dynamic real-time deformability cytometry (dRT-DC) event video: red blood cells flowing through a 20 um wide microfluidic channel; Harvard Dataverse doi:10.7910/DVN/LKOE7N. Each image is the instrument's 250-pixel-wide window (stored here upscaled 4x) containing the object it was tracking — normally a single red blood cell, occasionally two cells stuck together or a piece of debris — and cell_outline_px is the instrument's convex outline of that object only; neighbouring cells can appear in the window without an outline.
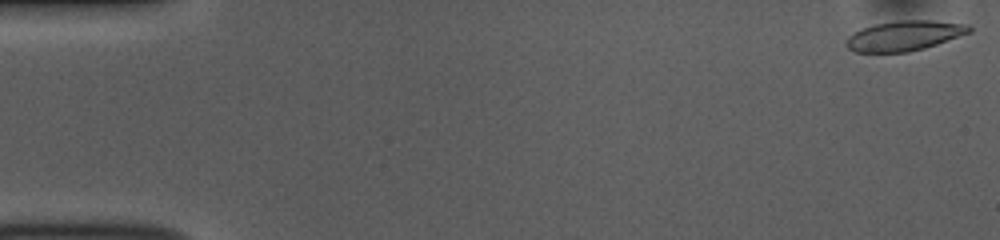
{"species": "common noctule bat (a hibernating species)", "species_latin": "Nyctalus noctula", "temperature_condition": "room temperature", "stored_images_in_passage": 53, "camera_frame_rate_fps": 3000, "um_per_image_px": 0.085, "animal": {"sex": "female", "body_mass_g": 10.0, "forearm_length_mm": 53.1}, "frame": {"image": 1, "passage_image": 1, "time_ms": 0.0, "image_size_px": [1000, 240], "cell_outline_px": [[972, 32], [924, 48], [908, 52], [856, 52], [848, 48], [844, 44], [848, 36], [860, 28], [876, 24], [896, 20], [932, 20], [968, 24], [972, 28]], "centroid_in_image_um": [76.86, 3.03], "position_along_channel_um": 8.1, "area_um2": 21.62}}
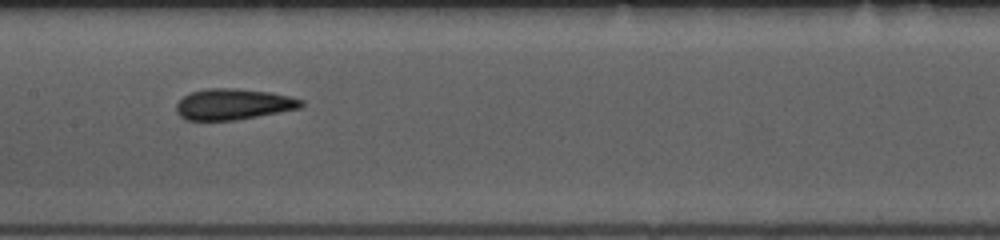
{"frame": {"image": 2, "passage_image": 26, "time_ms": 8.333, "image_size_px": [1000, 240], "cell_outline_px": [[304, 104], [300, 108], [280, 112], [236, 120], [184, 120], [176, 112], [176, 104], [184, 96], [192, 92], [208, 88], [236, 88], [268, 92], [288, 96], [304, 100]], "centroid_in_image_um": [19.82, 8.86], "position_along_channel_um": 187.6, "area_um2": 22.48}}
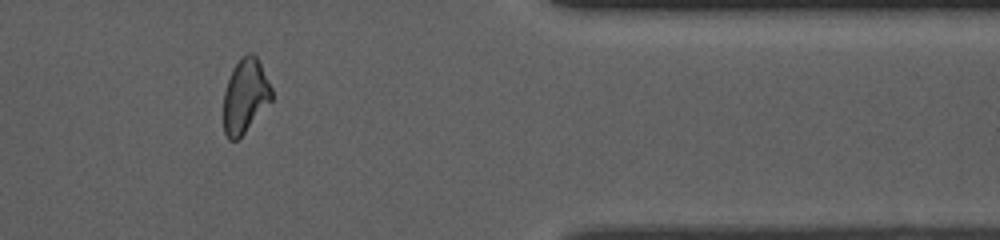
{"frame": {"image": 3, "passage_image": 44, "time_ms": 14.333, "image_size_px": [1000, 240], "cell_outline_px": [[272, 100], [244, 132], [236, 140], [228, 140], [224, 132], [224, 92], [232, 68], [248, 52], [252, 52], [256, 56], [272, 88]], "centroid_in_image_um": [20.84, 8.15], "position_along_channel_um": 390.6, "area_um2": 20.4}, "authors_computed_cell_mechanics": {"area_um2": 22.0796, "velocity_mm_per_s": 3.7531, "shape_relaxation_time_tau1_ms": 7.8547, "shape_relaxation_time_tau2_ms": 3.0383, "deformation_change_tau1": 0.1652, "deformation_change_tau2": 0.1019}}